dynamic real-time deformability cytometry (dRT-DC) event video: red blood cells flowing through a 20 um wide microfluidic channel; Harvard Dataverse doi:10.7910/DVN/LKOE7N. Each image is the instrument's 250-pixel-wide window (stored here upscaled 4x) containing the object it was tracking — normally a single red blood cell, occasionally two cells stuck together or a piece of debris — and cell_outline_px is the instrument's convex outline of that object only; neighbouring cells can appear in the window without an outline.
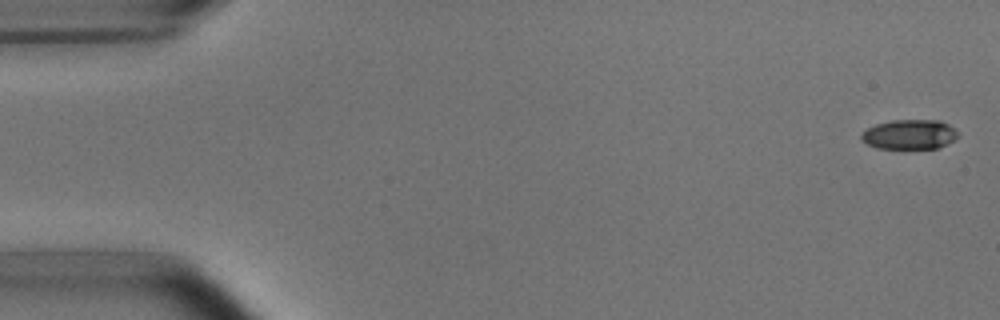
{"species": "common noctule bat (a hibernating species)", "species_latin": "Nyctalus noctula", "temperature_condition": "room temperature", "stored_images_in_passage": 6, "segment_of_instrument_passage": [2, 2], "camera_frame_rate_fps": 3000, "um_per_image_px": 0.085, "animal": {"sex": "male", "body_mass_g": 15.6}, "frame": {"image": 1, "passage_image": 6, "time_ms": 6.0, "image_size_px": [1000, 320], "cell_outline_px": [[956, 136], [952, 140], [936, 148], [876, 148], [860, 140], [860, 136], [868, 128], [876, 124], [892, 120], [940, 120], [948, 124], [956, 132]], "centroid_in_image_um": [77.25, 11.42], "position_along_channel_um": 7.8, "area_um2": 16.36}}